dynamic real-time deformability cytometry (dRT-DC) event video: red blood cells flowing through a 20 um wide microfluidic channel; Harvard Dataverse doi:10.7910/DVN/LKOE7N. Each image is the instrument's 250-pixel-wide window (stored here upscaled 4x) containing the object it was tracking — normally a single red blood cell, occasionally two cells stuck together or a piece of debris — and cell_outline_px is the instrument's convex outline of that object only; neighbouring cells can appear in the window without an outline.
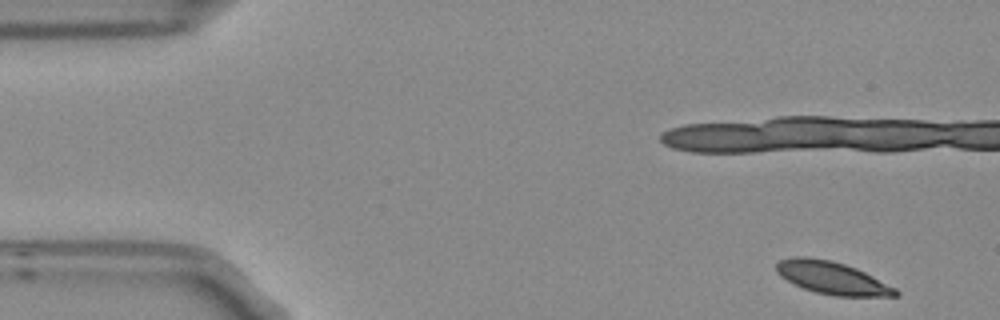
{"species": "Egyptian fruit bat (a non-hibernating species)", "species_latin": "Rousettus aegyptiacus", "temperature_condition": "room temperature", "stored_images_in_passage": 5, "camera_frame_rate_fps": 3000, "um_per_image_px": 0.085, "frame": {"image": 1, "passage_image": 1, "time_ms": 0.0, "image_size_px": [1000, 320], "cell_outline_px": [[900, 296], [832, 296], [816, 292], [804, 288], [780, 276], [776, 272], [776, 264], [780, 260], [796, 256], [808, 256], [832, 260], [856, 268], [896, 288], [900, 292]], "centroid_in_image_um": [70.74, 23.62], "position_along_channel_um": 14.3, "area_um2": 22.54}}